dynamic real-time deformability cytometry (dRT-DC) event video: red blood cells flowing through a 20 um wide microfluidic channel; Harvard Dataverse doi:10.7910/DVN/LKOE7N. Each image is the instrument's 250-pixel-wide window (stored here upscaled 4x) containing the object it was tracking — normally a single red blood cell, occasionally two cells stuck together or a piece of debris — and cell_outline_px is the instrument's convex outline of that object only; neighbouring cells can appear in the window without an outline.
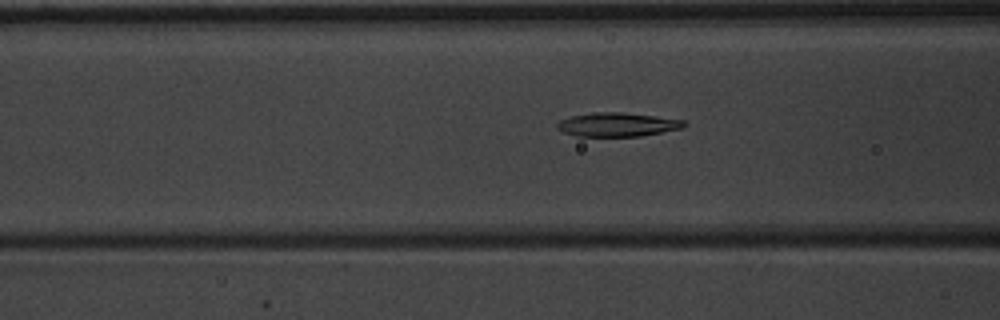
{"species": "common noctule bat (a hibernating species)", "species_latin": "Nyctalus noctula", "temperature_condition": "warm", "stored_images_in_passage": 30, "camera_frame_rate_fps": 3000, "um_per_image_px": 0.085, "animal": {"sex": "male", "body_mass_g": 20.1, "forearm_length_mm": 53.5}, "frame": {"image": 1, "passage_image": 5, "time_ms": 1.333, "image_size_px": [1000, 320], "cell_outline_px": [[684, 128], [640, 136], [576, 136], [564, 132], [556, 128], [556, 124], [560, 120], [572, 116], [592, 112], [624, 112], [656, 116], [684, 120]], "centroid_in_image_um": [52.47, 10.58], "position_along_channel_um": 114.1, "area_um2": 17.63}}
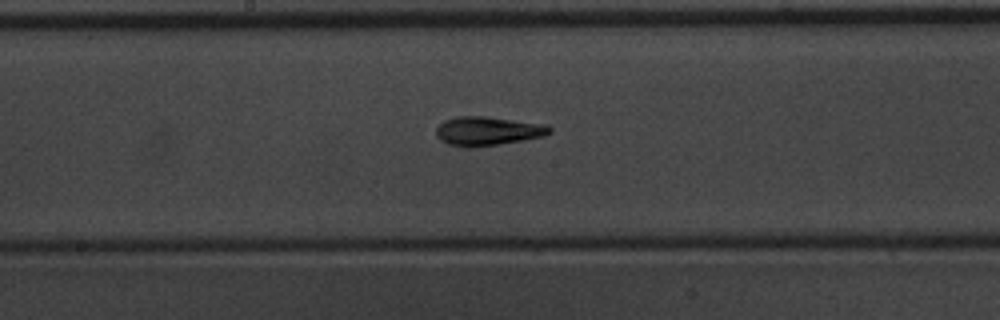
{"frame": {"image": 2, "passage_image": 12, "time_ms": 3.667, "image_size_px": [1000, 320], "cell_outline_px": [[552, 132], [544, 136], [524, 140], [472, 148], [464, 148], [448, 144], [440, 140], [436, 136], [436, 128], [444, 120], [456, 116], [484, 116], [548, 124], [552, 128]], "centroid_in_image_um": [41.46, 11.14], "position_along_channel_um": 206.7, "area_um2": 19.42}}
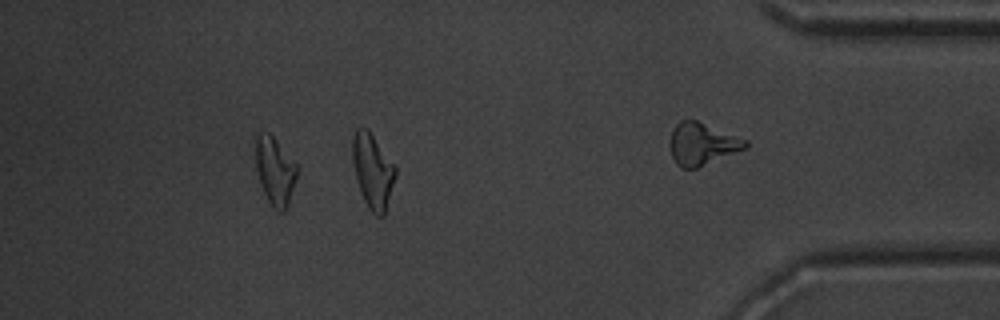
{"frame": {"image": 3, "passage_image": 25, "time_ms": 8.0, "image_size_px": [1000, 320], "cell_outline_px": [[296, 180], [288, 204], [284, 212], [280, 212], [272, 208], [260, 184], [256, 168], [256, 136], [260, 132], [268, 132], [276, 140], [296, 164]], "centroid_in_image_um": [23.36, 14.55], "position_along_channel_um": 411.8, "area_um2": 16.13}, "authors_computed_cell_mechanics": {"area_um2": 17.3689, "velocity_mm_per_s": 3.9579, "shape_relaxation_time_tau1_ms": 4.2827, "shape_relaxation_time_tau2_ms": 2.343, "deformation_change_tau1": 0.154, "deformation_change_tau2": 0.104}}